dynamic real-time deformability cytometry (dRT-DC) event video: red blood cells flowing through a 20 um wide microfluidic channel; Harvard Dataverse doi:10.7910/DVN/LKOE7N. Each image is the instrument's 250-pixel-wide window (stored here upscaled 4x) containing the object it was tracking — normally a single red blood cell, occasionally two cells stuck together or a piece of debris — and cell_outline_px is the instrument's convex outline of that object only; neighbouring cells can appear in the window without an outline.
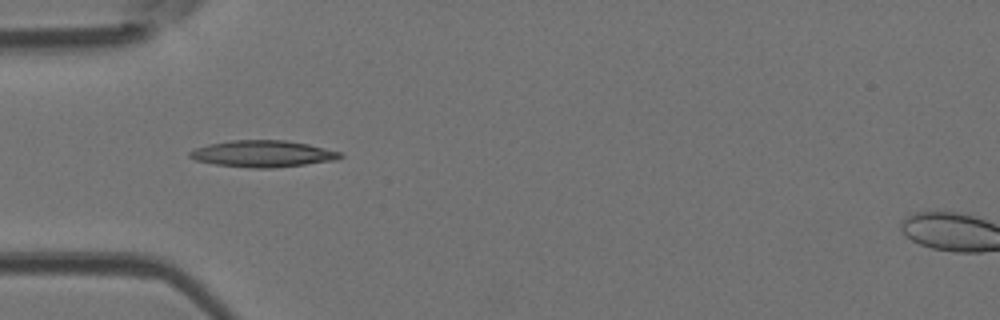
{"species": "Egyptian fruit bat (a non-hibernating species)", "species_latin": "Rousettus aegyptiacus", "temperature_condition": "room temperature", "stored_images_in_passage": 5, "camera_frame_rate_fps": 3000, "um_per_image_px": 0.085, "animal": {"sex": "female"}, "frame": {"image": 1, "passage_image": 1, "time_ms": 0.0, "image_size_px": [1000, 320], "cell_outline_px": [[344, 156], [336, 160], [272, 168], [252, 168], [216, 164], [196, 160], [188, 156], [188, 152], [196, 148], [208, 144], [232, 140], [284, 140], [308, 144], [340, 152]], "centroid_in_image_um": [22.32, 13.06], "position_along_channel_um": 62.7, "area_um2": 23.12}}
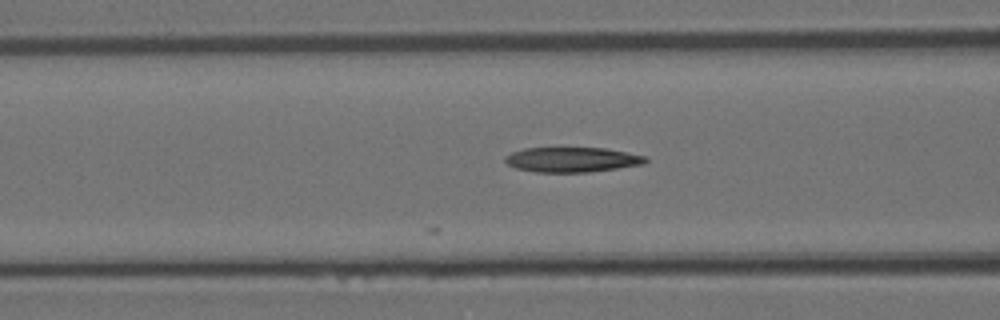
{"frame": {"image": 2, "passage_image": 5, "time_ms": 1.333, "image_size_px": [1000, 320], "cell_outline_px": [[648, 160], [644, 164], [588, 172], [536, 172], [516, 168], [508, 164], [504, 160], [504, 156], [512, 152], [524, 148], [604, 148], [648, 156]], "centroid_in_image_um": [48.62, 13.56], "position_along_channel_um": 118.0, "area_um2": 20.35}}